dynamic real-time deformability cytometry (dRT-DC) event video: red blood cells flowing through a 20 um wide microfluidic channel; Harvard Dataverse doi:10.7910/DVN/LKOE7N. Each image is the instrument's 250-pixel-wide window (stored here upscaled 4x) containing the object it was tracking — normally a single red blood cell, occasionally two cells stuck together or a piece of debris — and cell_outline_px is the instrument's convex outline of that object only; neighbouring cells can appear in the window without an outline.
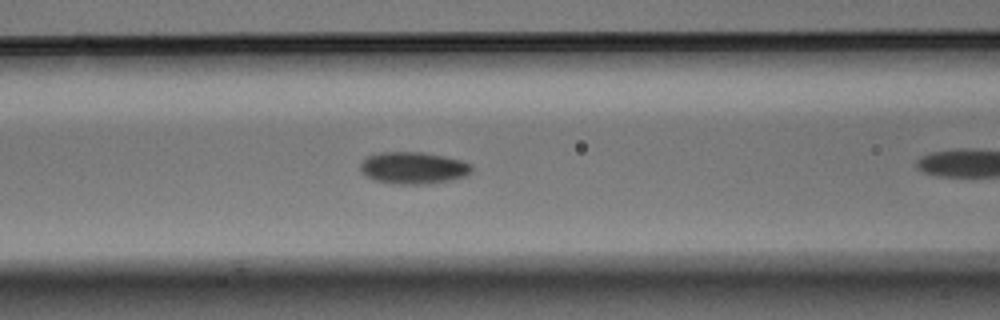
{"species": "Egyptian fruit bat (a non-hibernating species)", "species_latin": "Rousettus aegyptiacus", "temperature_condition": "warm", "stored_images_in_passage": 31, "camera_frame_rate_fps": 3000, "um_per_image_px": 0.085, "animal": {"sex": "male"}, "frame": {"image": 1, "passage_image": 11, "time_ms": 3.333, "image_size_px": [1000, 320], "cell_outline_px": [[472, 172], [468, 176], [428, 184], [392, 184], [376, 180], [368, 176], [360, 168], [360, 164], [364, 156], [380, 152], [424, 152], [444, 156], [460, 160], [472, 164]], "centroid_in_image_um": [35.15, 14.26], "position_along_channel_um": 131.5, "area_um2": 20.87}}
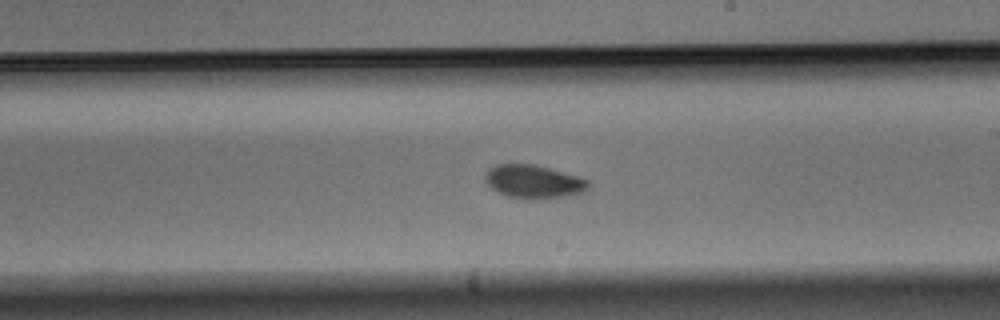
{"frame": {"image": 2, "passage_image": 20, "time_ms": 6.333, "image_size_px": [1000, 320], "cell_outline_px": [[588, 188], [580, 192], [564, 196], [540, 200], [524, 200], [508, 196], [496, 192], [484, 180], [484, 176], [496, 164], [532, 164], [580, 176], [588, 180]], "centroid_in_image_um": [45.34, 15.46], "position_along_channel_um": 243.7, "area_um2": 20.06}}
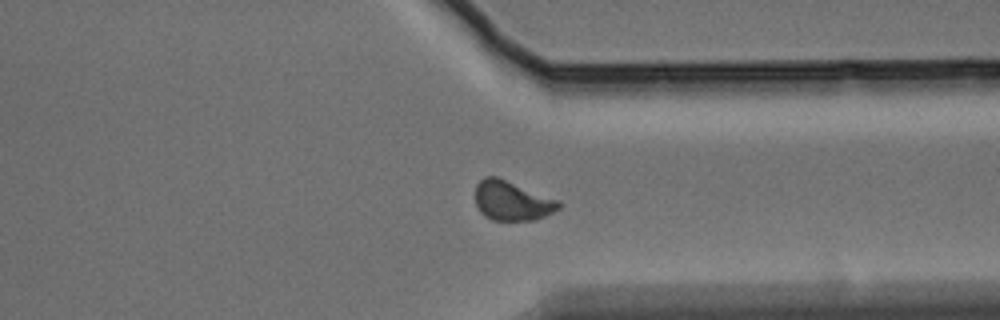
{"frame": {"image": 3, "passage_image": 30, "time_ms": 9.667, "image_size_px": [1000, 320], "cell_outline_px": [[560, 208], [544, 216], [532, 220], [492, 220], [484, 216], [480, 212], [476, 204], [476, 184], [484, 176], [496, 176], [560, 200]], "centroid_in_image_um": [43.51, 17.06], "position_along_channel_um": 367.9, "area_um2": 19.19}}